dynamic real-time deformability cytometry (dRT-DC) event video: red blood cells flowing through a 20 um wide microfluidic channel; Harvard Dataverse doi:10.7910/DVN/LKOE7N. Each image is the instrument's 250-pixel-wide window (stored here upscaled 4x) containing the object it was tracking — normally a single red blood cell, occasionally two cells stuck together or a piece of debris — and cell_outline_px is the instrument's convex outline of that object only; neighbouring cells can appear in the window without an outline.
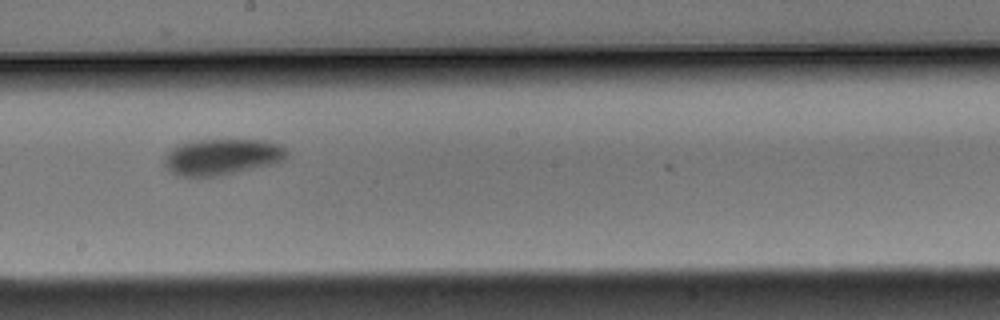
{"species": "Egyptian fruit bat (a non-hibernating species)", "species_latin": "Rousettus aegyptiacus", "temperature_condition": "warm", "stored_images_in_passage": 15, "camera_frame_rate_fps": 3000, "um_per_image_px": 0.085, "animal": {"sex": "male"}, "frame": {"image": 1, "passage_image": 9, "time_ms": 2.667, "image_size_px": [1000, 320], "cell_outline_px": [[288, 156], [284, 160], [276, 164], [212, 176], [180, 176], [172, 172], [164, 164], [164, 156], [172, 148], [180, 144], [196, 140], [268, 140], [280, 144], [288, 152]], "centroid_in_image_um": [18.91, 13.32], "position_along_channel_um": 229.3, "area_um2": 25.66}}
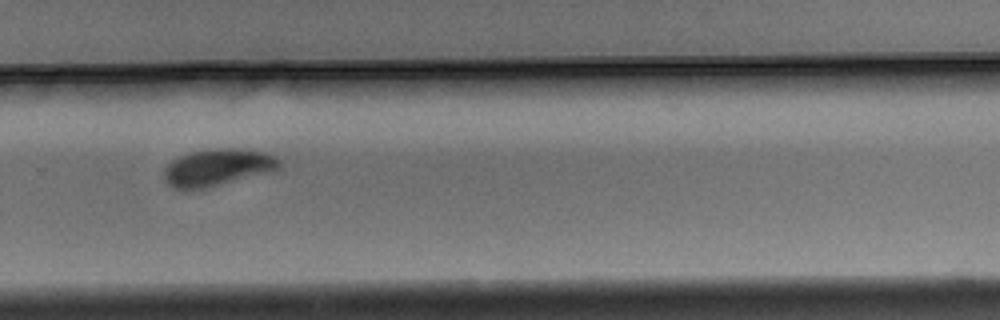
{"frame": {"image": 2, "passage_image": 11, "time_ms": 3.333, "image_size_px": [1000, 320], "cell_outline_px": [[280, 168], [268, 172], [204, 188], [172, 188], [164, 180], [164, 168], [172, 160], [180, 156], [192, 152], [212, 148], [240, 148], [264, 152], [276, 156], [280, 160]], "centroid_in_image_um": [18.49, 14.2], "position_along_channel_um": 311.3, "area_um2": 24.57}}